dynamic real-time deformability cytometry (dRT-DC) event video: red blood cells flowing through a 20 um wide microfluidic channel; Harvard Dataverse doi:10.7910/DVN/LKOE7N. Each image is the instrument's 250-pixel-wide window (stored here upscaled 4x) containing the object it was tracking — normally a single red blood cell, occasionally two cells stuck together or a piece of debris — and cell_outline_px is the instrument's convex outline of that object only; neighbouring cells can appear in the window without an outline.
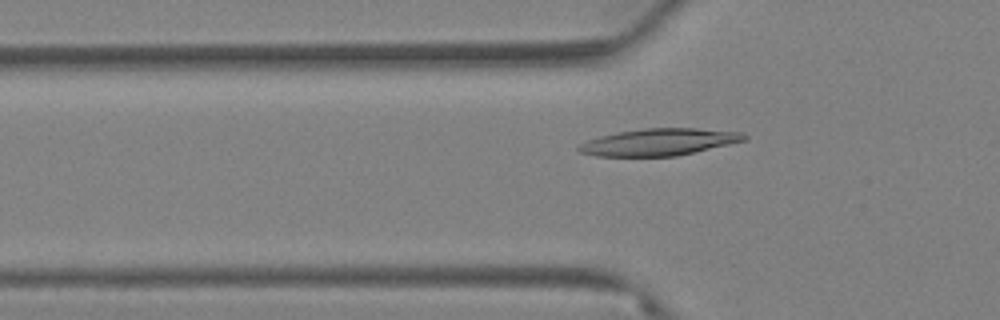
{"species": "Egyptian fruit bat (a non-hibernating species)", "species_latin": "Rousettus aegyptiacus", "temperature_condition": "warm", "stored_images_in_passage": 65, "camera_frame_rate_fps": 3000, "um_per_image_px": 0.085, "animal": {"sex": "female"}, "frame": {"image": 1, "passage_image": 21, "time_ms": 6.667, "image_size_px": [1000, 320], "cell_outline_px": [[748, 140], [676, 156], [596, 156], [580, 152], [576, 148], [580, 144], [588, 140], [600, 136], [616, 132], [644, 128], [696, 128], [740, 132], [748, 136]], "centroid_in_image_um": [56.02, 12.07], "position_along_channel_um": 69.8, "area_um2": 25.95}}
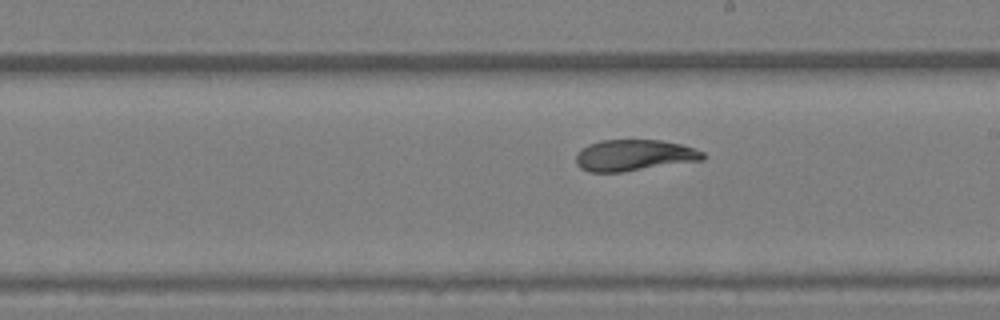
{"frame": {"image": 2, "passage_image": 37, "time_ms": 12.0, "image_size_px": [1000, 320], "cell_outline_px": [[704, 160], [620, 172], [588, 172], [580, 168], [576, 164], [576, 152], [580, 148], [588, 144], [600, 140], [660, 140], [680, 144], [704, 152]], "centroid_in_image_um": [53.84, 13.2], "position_along_channel_um": 235.2, "area_um2": 23.18}}
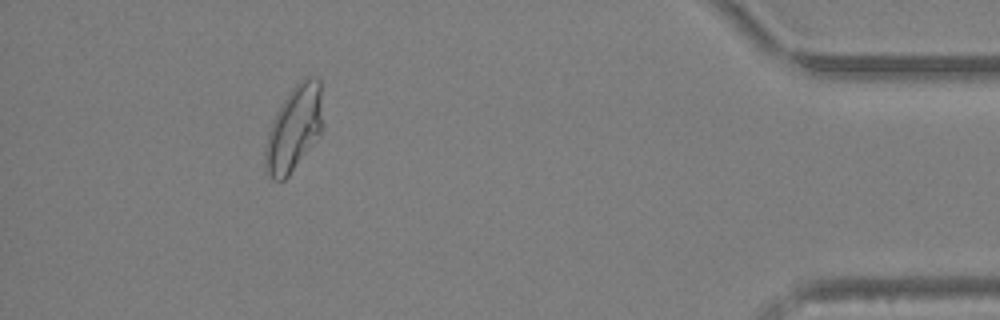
{"frame": {"image": 3, "passage_image": 59, "time_ms": 19.333, "image_size_px": [1000, 320], "cell_outline_px": [[324, 128], [320, 136], [288, 176], [284, 180], [272, 180], [264, 172], [264, 148], [268, 132], [276, 112], [280, 104], [292, 88], [304, 76], [316, 76], [320, 80], [324, 124]], "centroid_in_image_um": [25.0, 10.92], "position_along_channel_um": 410.2, "area_um2": 29.36}, "authors_computed_cell_mechanics": {"area_um2": 24.7962, "velocity_mm_per_s": 3.1083, "shape_relaxation_time_tau1_ms": 6.444, "shape_relaxation_time_tau2_ms": 2.2351, "deformation_change_tau1": 0.2013, "deformation_change_tau2": 0.0755}}